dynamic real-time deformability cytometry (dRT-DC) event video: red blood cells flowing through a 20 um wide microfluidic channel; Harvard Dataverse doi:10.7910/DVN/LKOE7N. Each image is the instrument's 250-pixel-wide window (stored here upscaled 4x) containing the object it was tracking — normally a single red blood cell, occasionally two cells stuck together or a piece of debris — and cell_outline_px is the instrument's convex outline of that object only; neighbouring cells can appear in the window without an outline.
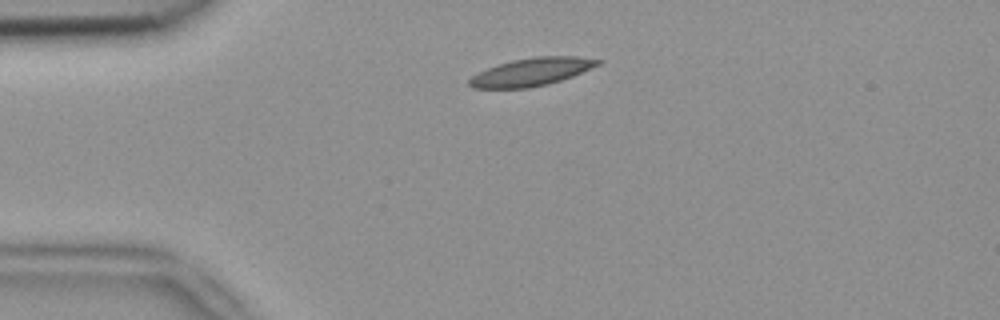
{"species": "common noctule bat (a hibernating species)", "species_latin": "Nyctalus noctula", "temperature_condition": "room temperature", "stored_images_in_passage": 3, "camera_frame_rate_fps": 3000, "um_per_image_px": 0.085, "animal": {"sex": "female", "body_mass_g": 18.4}, "frame": {"image": 1, "passage_image": 2, "time_ms": 0.333, "image_size_px": [1000, 320], "cell_outline_px": [[604, 60], [600, 64], [572, 76], [548, 84], [528, 88], [472, 88], [468, 84], [468, 80], [472, 76], [496, 64], [512, 60], [536, 56], [576, 56]], "centroid_in_image_um": [45.18, 6.1], "position_along_channel_um": 39.8, "area_um2": 20.81}}